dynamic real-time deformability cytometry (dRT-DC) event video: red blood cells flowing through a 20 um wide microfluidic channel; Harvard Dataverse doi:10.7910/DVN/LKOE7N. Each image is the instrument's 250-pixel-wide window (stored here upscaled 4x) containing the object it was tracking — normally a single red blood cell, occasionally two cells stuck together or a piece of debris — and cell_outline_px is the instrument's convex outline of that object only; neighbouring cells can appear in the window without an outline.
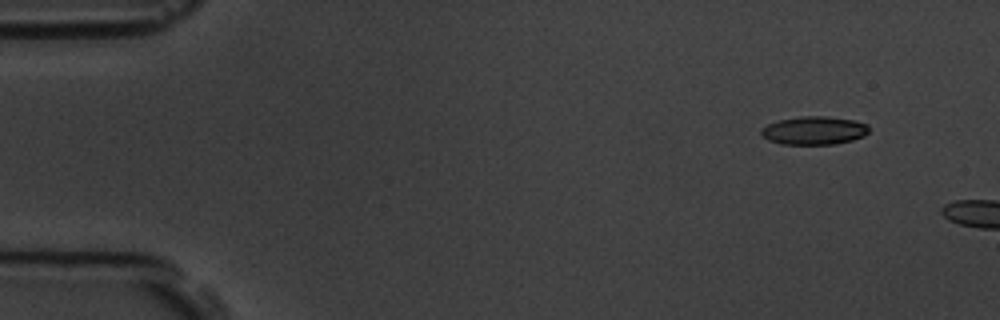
{"species": "common noctule bat (a hibernating species)", "species_latin": "Nyctalus noctula", "temperature_condition": "room temperature", "stored_images_in_passage": 2, "camera_frame_rate_fps": 3000, "um_per_image_px": 0.085, "animal": {"sex": "male", "body_mass_g": 19.5, "forearm_length_mm": 54.6}, "frame": {"image": 1, "passage_image": 1, "time_ms": 0.0, "image_size_px": [1000, 320], "cell_outline_px": [[868, 132], [864, 136], [852, 140], [836, 144], [780, 144], [768, 140], [760, 132], [760, 128], [768, 124], [780, 120], [804, 116], [828, 116], [852, 120], [868, 124]], "centroid_in_image_um": [69.2, 11.09], "position_along_channel_um": 15.8, "area_um2": 17.69}}